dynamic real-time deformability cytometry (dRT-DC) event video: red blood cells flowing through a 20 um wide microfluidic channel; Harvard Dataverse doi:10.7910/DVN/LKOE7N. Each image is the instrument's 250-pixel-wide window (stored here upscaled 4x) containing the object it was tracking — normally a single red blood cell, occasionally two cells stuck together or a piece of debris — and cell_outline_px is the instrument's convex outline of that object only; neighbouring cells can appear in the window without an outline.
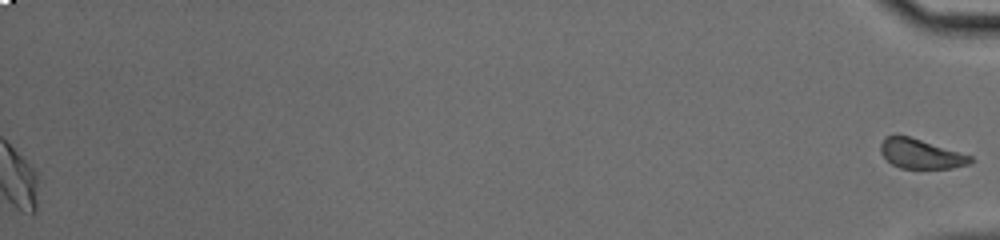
{"species": "common noctule bat (a hibernating species)", "species_latin": "Nyctalus noctula", "temperature_condition": "cold", "stored_images_in_passage": 48, "segment_of_instrument_passage": [2, 2], "camera_frame_rate_fps": 3000, "um_per_image_px": 0.085, "animal": {"sex": "male", "body_mass_g": 20.0, "forearm_length_mm": 53.3}, "frame": {"image": 1, "passage_image": 48, "time_ms": 15.667, "image_size_px": [1000, 240], "cell_outline_px": [[972, 160], [968, 164], [952, 168], [900, 168], [892, 164], [880, 152], [880, 144], [884, 136], [896, 132], [972, 156]], "centroid_in_image_um": [78.18, 13.04], "position_along_channel_um": 357.0, "area_um2": 15.55}}